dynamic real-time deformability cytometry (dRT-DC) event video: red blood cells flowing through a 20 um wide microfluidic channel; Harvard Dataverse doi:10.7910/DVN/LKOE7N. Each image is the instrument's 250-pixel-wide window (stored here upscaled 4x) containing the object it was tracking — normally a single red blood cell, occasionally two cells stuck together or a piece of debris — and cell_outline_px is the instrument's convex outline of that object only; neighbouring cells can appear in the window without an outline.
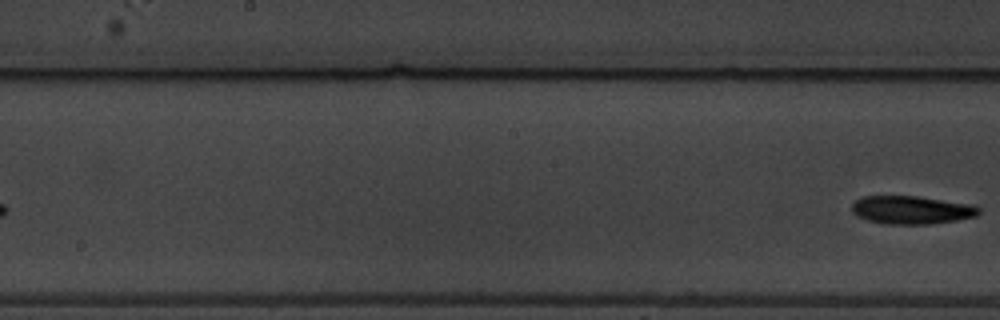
{"species": "common noctule bat (a hibernating species)", "species_latin": "Nyctalus noctula", "temperature_condition": "warm", "stored_images_in_passage": 7, "segment_of_instrument_passage": [2, 2], "camera_frame_rate_fps": 3000, "um_per_image_px": 0.085, "animal": {"sex": "male", "body_mass_g": 19.5, "forearm_length_mm": 54.6}, "frame": {"image": 1, "passage_image": 7, "time_ms": 7.333, "image_size_px": [1000, 320], "cell_outline_px": [[980, 212], [976, 216], [956, 220], [928, 224], [888, 224], [868, 220], [856, 216], [852, 212], [852, 204], [856, 200], [864, 196], [916, 196], [972, 204], [980, 208]], "centroid_in_image_um": [77.47, 17.84], "position_along_channel_um": 170.7, "area_um2": 20.75}}